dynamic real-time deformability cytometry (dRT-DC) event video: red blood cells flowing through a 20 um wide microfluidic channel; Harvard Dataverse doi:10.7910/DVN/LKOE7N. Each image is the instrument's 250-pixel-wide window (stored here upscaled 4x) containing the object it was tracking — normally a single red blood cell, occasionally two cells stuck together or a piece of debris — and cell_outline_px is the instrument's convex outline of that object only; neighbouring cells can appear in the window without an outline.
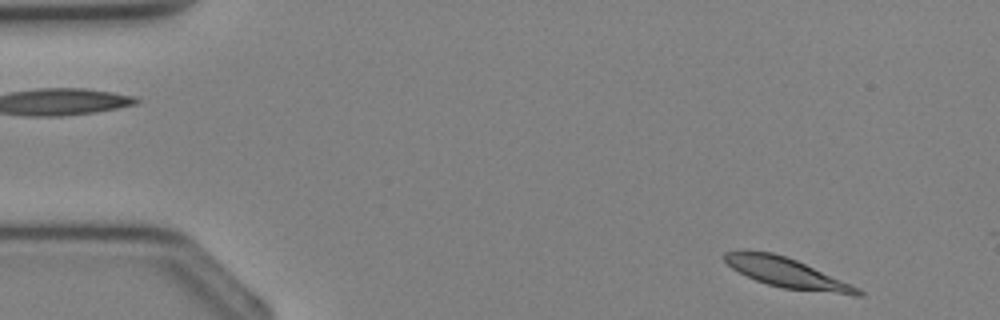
{"species": "Egyptian fruit bat (a non-hibernating species)", "species_latin": "Rousettus aegyptiacus", "temperature_condition": "cold", "stored_images_in_passage": 35, "camera_frame_rate_fps": 3000, "um_per_image_px": 0.085, "animal": {"sex": "female"}, "frame": {"image": 1, "passage_image": 1, "time_ms": 0.0, "image_size_px": [1000, 320], "cell_outline_px": [[864, 296], [856, 296], [784, 288], [768, 284], [756, 280], [732, 268], [720, 256], [724, 252], [740, 248], [744, 248], [772, 252], [796, 260], [860, 288], [864, 292]], "centroid_in_image_um": [66.83, 23.16], "position_along_channel_um": 18.2, "area_um2": 23.29}}
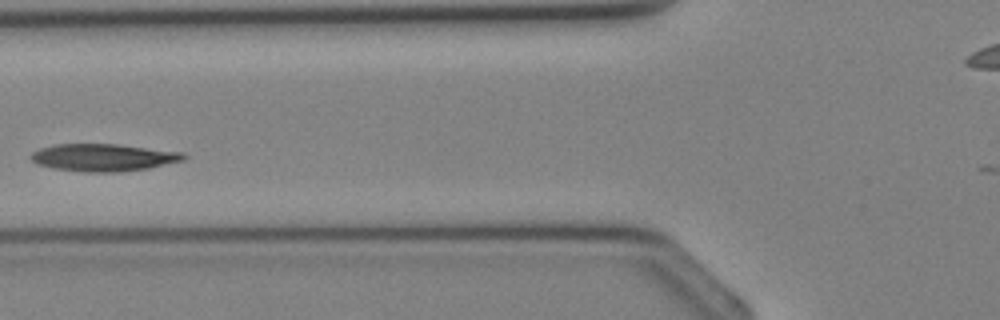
{"frame": {"image": 2, "passage_image": 12, "time_ms": 3.667, "image_size_px": [1000, 320], "cell_outline_px": [[188, 156], [184, 160], [148, 168], [116, 172], [84, 172], [52, 168], [36, 164], [28, 156], [32, 152], [40, 148], [52, 144], [116, 144], [184, 152]], "centroid_in_image_um": [8.76, 13.38], "position_along_channel_um": 117.0, "area_um2": 24.51}}
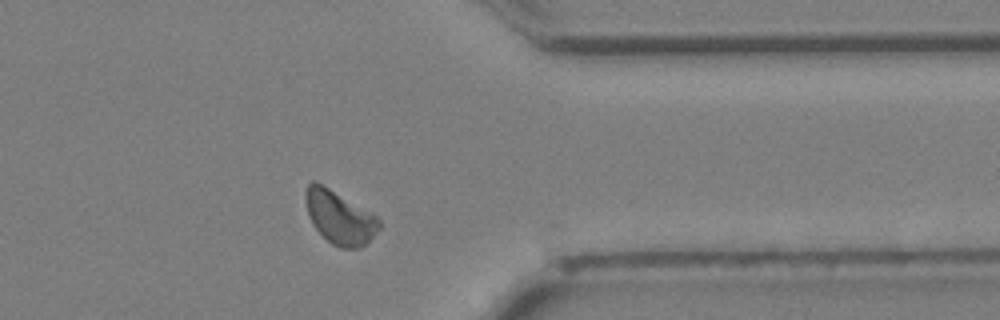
{"frame": {"image": 3, "passage_image": 27, "time_ms": 8.667, "image_size_px": [1000, 320], "cell_outline_px": [[380, 228], [360, 248], [340, 248], [332, 244], [312, 224], [308, 212], [304, 196], [304, 192], [308, 184], [312, 180], [316, 180], [372, 212], [380, 220]], "centroid_in_image_um": [28.85, 18.44], "position_along_channel_um": 382.6, "area_um2": 22.77}}